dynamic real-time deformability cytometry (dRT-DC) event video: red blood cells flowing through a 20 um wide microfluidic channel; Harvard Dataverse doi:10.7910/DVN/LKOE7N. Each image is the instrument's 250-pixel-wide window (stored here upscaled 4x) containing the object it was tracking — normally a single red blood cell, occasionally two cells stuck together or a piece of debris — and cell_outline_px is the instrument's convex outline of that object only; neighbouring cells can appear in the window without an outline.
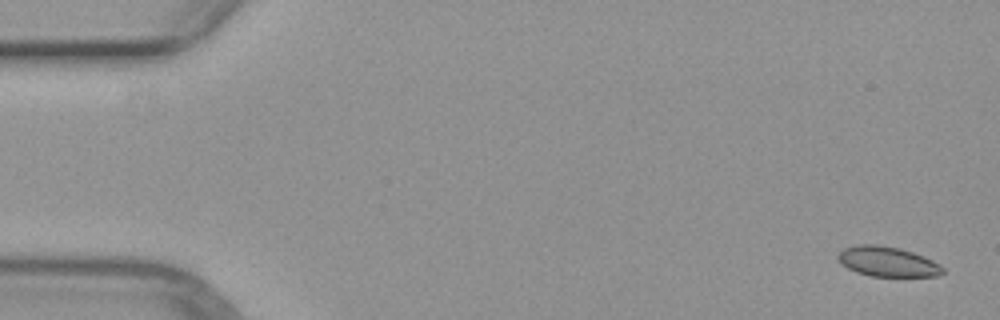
{"species": "common noctule bat (a hibernating species)", "species_latin": "Nyctalus noctula", "temperature_condition": "warm", "stored_images_in_passage": 17, "camera_frame_rate_fps": 3000, "um_per_image_px": 0.085, "animal": {"sex": "female", "body_mass_g": 29.2, "forearm_length_mm": 56.3}, "frame": {"image": 1, "passage_image": 1, "time_ms": 0.0, "image_size_px": [1000, 320], "cell_outline_px": [[944, 272], [940, 276], [868, 276], [856, 272], [840, 264], [836, 256], [844, 248], [856, 244], [880, 244], [900, 248], [924, 256], [940, 264], [944, 268]], "centroid_in_image_um": [75.42, 22.23], "position_along_channel_um": 9.6, "area_um2": 18.55}}
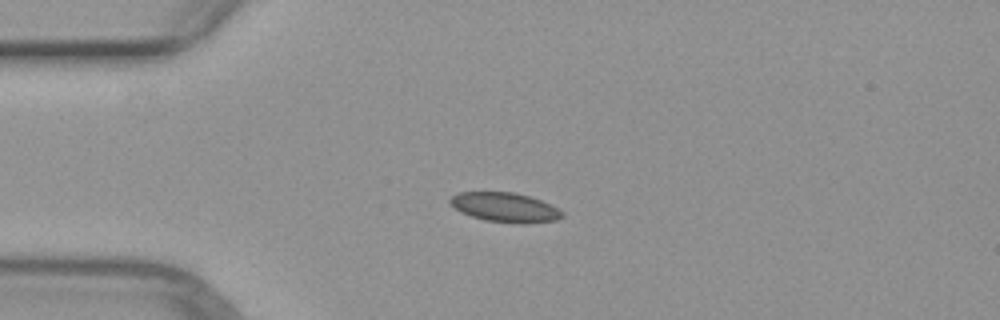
{"frame": {"image": 2, "passage_image": 12, "time_ms": 3.667, "image_size_px": [1000, 320], "cell_outline_px": [[564, 216], [556, 220], [524, 224], [520, 224], [484, 220], [460, 212], [448, 204], [448, 200], [452, 196], [460, 192], [516, 192], [540, 200], [564, 212]], "centroid_in_image_um": [42.89, 17.63], "position_along_channel_um": 42.1, "area_um2": 19.31}}
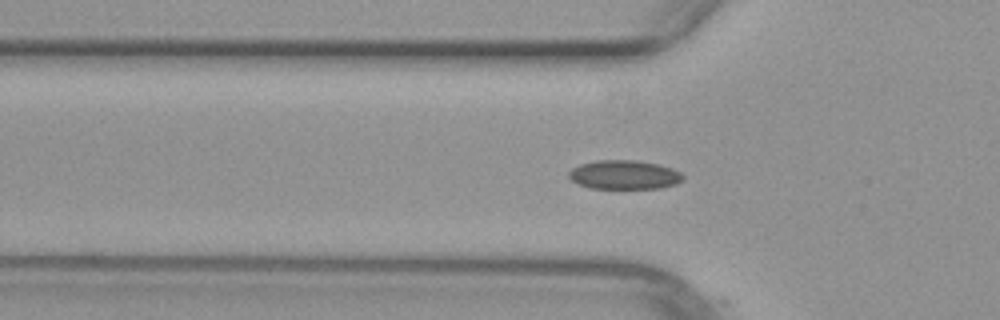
{"frame": {"image": 3, "passage_image": 16, "time_ms": 5.0, "image_size_px": [1000, 320], "cell_outline_px": [[684, 180], [676, 184], [660, 188], [588, 188], [576, 184], [568, 176], [568, 172], [572, 168], [580, 164], [596, 160], [636, 160], [660, 164], [672, 168], [680, 172], [684, 176]], "centroid_in_image_um": [53.06, 14.85], "position_along_channel_um": 72.7, "area_um2": 19.54}}